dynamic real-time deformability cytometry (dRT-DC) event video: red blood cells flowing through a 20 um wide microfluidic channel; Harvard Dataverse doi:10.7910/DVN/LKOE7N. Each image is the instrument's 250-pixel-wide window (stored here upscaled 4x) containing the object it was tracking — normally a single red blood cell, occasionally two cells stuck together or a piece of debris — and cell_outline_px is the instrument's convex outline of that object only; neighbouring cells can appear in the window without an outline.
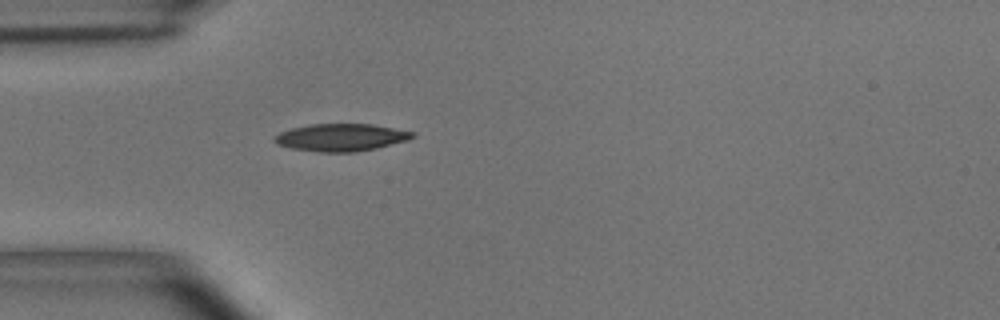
{"species": "common noctule bat (a hibernating species)", "species_latin": "Nyctalus noctula", "temperature_condition": "room temperature", "stored_images_in_passage": 39, "camera_frame_rate_fps": 3000, "um_per_image_px": 0.085, "animal": {"sex": "male", "body_mass_g": 15.6}, "frame": {"image": 1, "passage_image": 1, "time_ms": 0.0, "image_size_px": [1000, 320], "cell_outline_px": [[416, 136], [408, 140], [376, 148], [352, 152], [320, 152], [292, 148], [276, 144], [272, 140], [280, 132], [292, 128], [308, 124], [372, 124], [416, 132]], "centroid_in_image_um": [29.0, 11.67], "position_along_channel_um": 56.0, "area_um2": 22.02}}
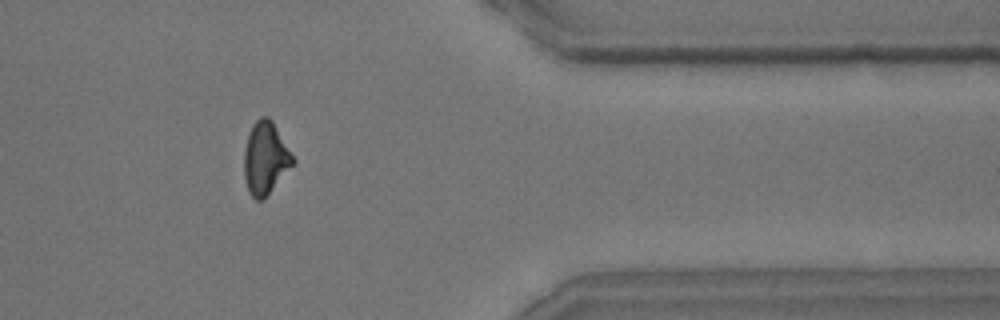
{"frame": {"image": 2, "passage_image": 30, "time_ms": 9.667, "image_size_px": [1000, 320], "cell_outline_px": [[296, 160], [264, 200], [256, 200], [248, 192], [244, 176], [244, 148], [252, 124], [260, 116], [268, 116], [272, 120]], "centroid_in_image_um": [22.55, 13.44], "position_along_channel_um": 388.9, "area_um2": 20.63}}
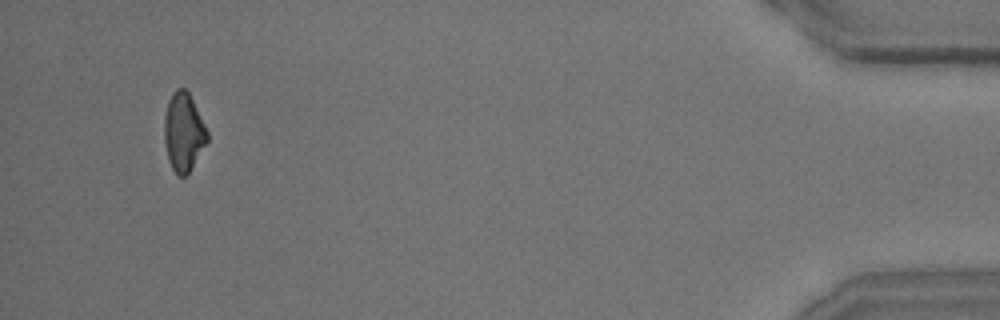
{"frame": {"image": 3, "passage_image": 37, "time_ms": 12.0, "image_size_px": [1000, 320], "cell_outline_px": [[208, 140], [188, 172], [184, 176], [176, 176], [168, 160], [164, 140], [164, 116], [168, 100], [172, 92], [176, 88], [184, 88], [188, 92], [208, 132]], "centroid_in_image_um": [15.57, 11.22], "position_along_channel_um": 419.6, "area_um2": 19.42}, "authors_computed_cell_mechanics": {"area_um2": 20.9814, "velocity_mm_per_s": 3.6827, "shape_relaxation_time_tau1_ms": 4.9773, "shape_relaxation_time_tau2_ms": 4.2218, "deformation_change_tau1": 0.1534, "deformation_change_tau2": 0.1216}}